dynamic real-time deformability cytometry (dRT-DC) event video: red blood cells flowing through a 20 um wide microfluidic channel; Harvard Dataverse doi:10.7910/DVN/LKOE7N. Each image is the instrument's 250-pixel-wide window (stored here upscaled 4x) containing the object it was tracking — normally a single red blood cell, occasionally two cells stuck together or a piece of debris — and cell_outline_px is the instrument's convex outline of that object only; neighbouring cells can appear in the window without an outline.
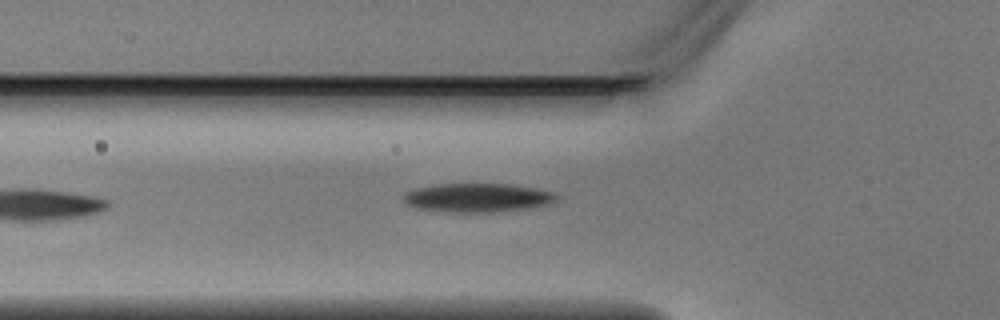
{"species": "Egyptian fruit bat (a non-hibernating species)", "species_latin": "Rousettus aegyptiacus", "temperature_condition": "warm", "stored_images_in_passage": 4, "camera_frame_rate_fps": 3000, "um_per_image_px": 0.085, "animal": {"sex": "male"}, "frame": {"image": 1, "passage_image": 4, "time_ms": 1.0, "image_size_px": [1000, 320], "cell_outline_px": [[556, 200], [548, 204], [528, 208], [504, 212], [448, 212], [416, 208], [408, 204], [404, 200], [404, 196], [408, 192], [416, 188], [440, 184], [504, 184], [532, 188], [552, 192], [556, 196]], "centroid_in_image_um": [40.58, 16.82], "position_along_channel_um": 85.2, "area_um2": 25.32}}